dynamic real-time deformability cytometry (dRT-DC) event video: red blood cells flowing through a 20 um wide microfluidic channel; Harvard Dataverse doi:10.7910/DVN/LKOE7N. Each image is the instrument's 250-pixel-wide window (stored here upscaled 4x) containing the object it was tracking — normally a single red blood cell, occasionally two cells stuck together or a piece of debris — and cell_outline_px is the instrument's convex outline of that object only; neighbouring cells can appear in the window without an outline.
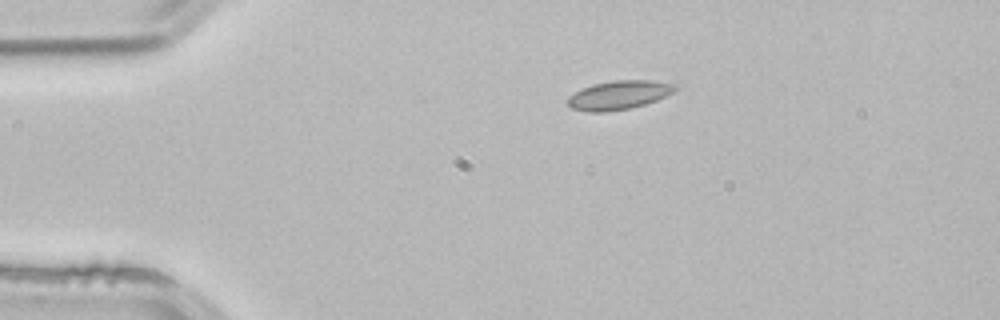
{"species": "common noctule bat (a hibernating species)", "species_latin": "Nyctalus noctula", "temperature_condition": "room temperature", "stored_images_in_passage": 4, "camera_frame_rate_fps": 3000, "um_per_image_px": 0.085, "animal": {"sex": "male", "body_mass_g": 21.5, "forearm_length_mm": 52.0}, "frame": {"image": 1, "passage_image": 3, "time_ms": 0.667, "image_size_px": [1000, 320], "cell_outline_px": [[676, 88], [672, 92], [656, 100], [632, 108], [608, 112], [588, 112], [572, 108], [568, 104], [568, 96], [592, 84], [616, 80], [652, 80], [676, 84]], "centroid_in_image_um": [52.6, 8.08], "position_along_channel_um": 32.4, "area_um2": 17.92}}